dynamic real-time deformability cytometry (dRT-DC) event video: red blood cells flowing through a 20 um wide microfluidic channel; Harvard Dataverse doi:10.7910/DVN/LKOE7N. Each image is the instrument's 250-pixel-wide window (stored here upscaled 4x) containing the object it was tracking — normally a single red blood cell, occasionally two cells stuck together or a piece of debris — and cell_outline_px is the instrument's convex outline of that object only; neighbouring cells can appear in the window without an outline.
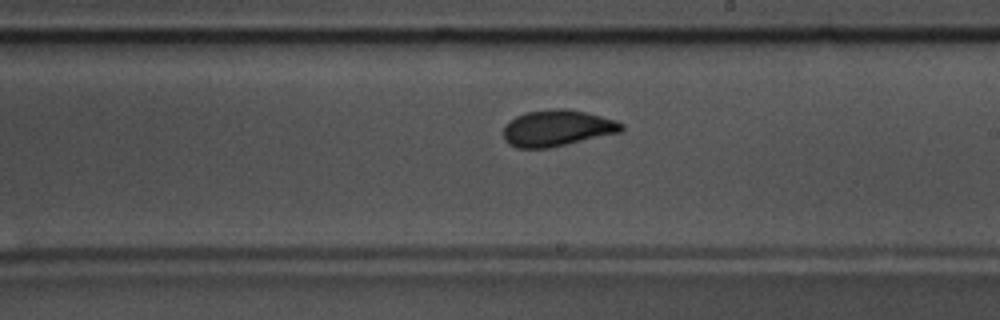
{"species": "common noctule bat (a hibernating species)", "species_latin": "Nyctalus noctula", "temperature_condition": "warm", "stored_images_in_passage": 57, "camera_frame_rate_fps": 3000, "um_per_image_px": 0.085, "animal": {"sex": "male", "body_mass_g": 17.5, "forearm_length_mm": 52.3}, "frame": {"image": 1, "passage_image": 33, "time_ms": 10.667, "image_size_px": [1000, 320], "cell_outline_px": [[624, 128], [620, 132], [548, 148], [516, 148], [508, 144], [504, 140], [504, 124], [516, 116], [528, 112], [552, 108], [564, 108], [588, 112], [616, 120], [624, 124]], "centroid_in_image_um": [47.35, 10.88], "position_along_channel_um": 241.7, "area_um2": 25.03}, "authors_computed_cell_mechanics": {"area_um2": 23.9292, "velocity_mm_per_s": 3.5901, "shape_relaxation_time_tau1_ms": 4.0238, "shape_relaxation_time_tau2_ms": 0.7118, "deformation_change_tau1": 0.1299, "deformation_change_tau2": 0.0642}}